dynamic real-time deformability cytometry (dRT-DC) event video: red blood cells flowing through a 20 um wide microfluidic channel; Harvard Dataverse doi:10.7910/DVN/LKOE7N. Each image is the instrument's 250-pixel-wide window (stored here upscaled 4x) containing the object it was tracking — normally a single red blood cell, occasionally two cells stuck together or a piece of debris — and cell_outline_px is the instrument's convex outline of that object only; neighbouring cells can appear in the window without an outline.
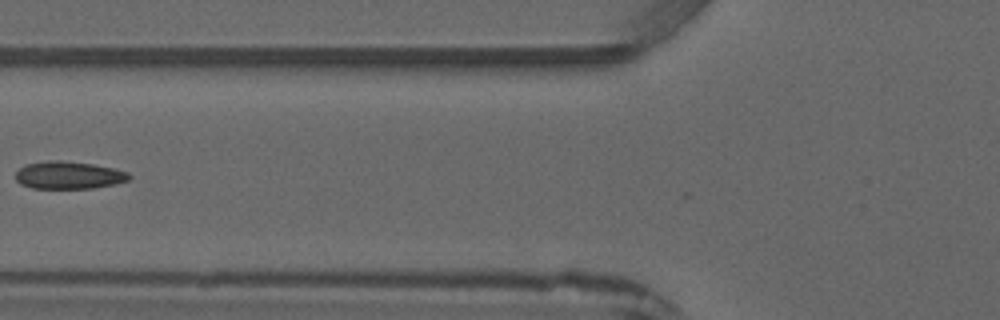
{"species": "common noctule bat (a hibernating species)", "species_latin": "Nyctalus noctula", "temperature_condition": "warm", "stored_images_in_passage": 5, "camera_frame_rate_fps": 3000, "um_per_image_px": 0.085, "animal": {"sex": "male", "forearm_length_mm": 52.5}, "frame": {"image": 1, "passage_image": 5, "time_ms": 5.667, "image_size_px": [1000, 320], "cell_outline_px": [[132, 176], [128, 180], [116, 184], [92, 188], [32, 188], [20, 184], [16, 180], [16, 172], [24, 164], [48, 160], [60, 160], [92, 164], [112, 168], [128, 172]], "centroid_in_image_um": [5.82, 14.89], "position_along_channel_um": 120.0, "area_um2": 18.26}}